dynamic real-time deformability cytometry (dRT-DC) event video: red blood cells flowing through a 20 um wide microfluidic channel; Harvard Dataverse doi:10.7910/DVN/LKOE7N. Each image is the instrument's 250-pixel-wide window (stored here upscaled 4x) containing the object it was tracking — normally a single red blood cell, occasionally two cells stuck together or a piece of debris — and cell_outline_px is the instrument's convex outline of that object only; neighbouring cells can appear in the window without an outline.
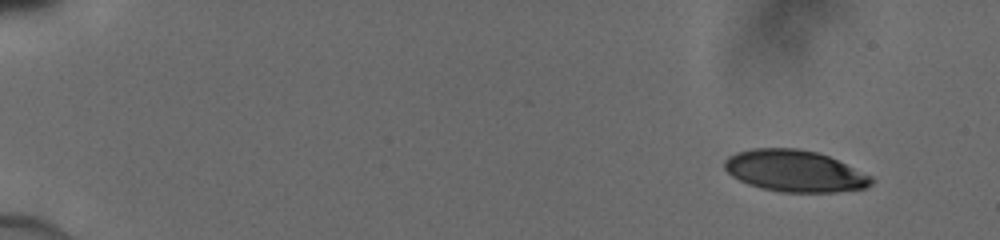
{"species": "human", "species_latin": "Homo sapiens", "temperature_condition": "cold", "stored_images_in_passage": 47, "camera_frame_rate_fps": 3000, "um_per_image_px": 0.085, "donor": {"sex": "male"}, "frame": {"image": 1, "passage_image": 1, "time_ms": 0.0, "image_size_px": [1000, 240], "cell_outline_px": [[876, 180], [872, 184], [864, 188], [836, 192], [780, 192], [748, 184], [732, 176], [724, 168], [724, 160], [728, 156], [736, 152], [752, 148], [796, 148], [816, 152], [828, 156], [872, 176]], "centroid_in_image_um": [67.54, 14.53], "position_along_channel_um": 17.5, "area_um2": 35.55}}
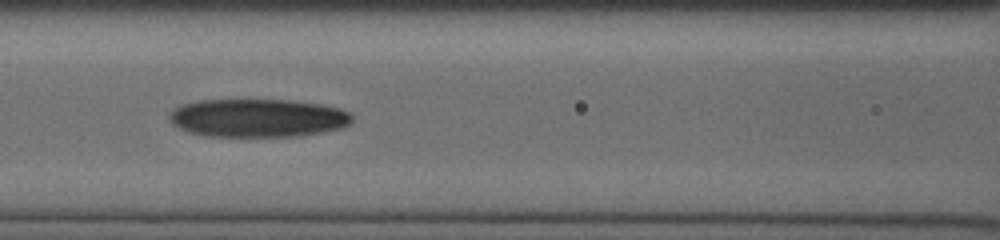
{"frame": {"image": 2, "passage_image": 21, "time_ms": 6.667, "image_size_px": [1000, 240], "cell_outline_px": [[352, 120], [344, 128], [300, 136], [204, 136], [180, 128], [172, 124], [168, 116], [168, 112], [184, 104], [200, 100], [292, 100], [320, 104], [340, 108], [348, 112], [352, 116]], "centroid_in_image_um": [21.93, 10.03], "position_along_channel_um": 144.7, "area_um2": 40.75}}
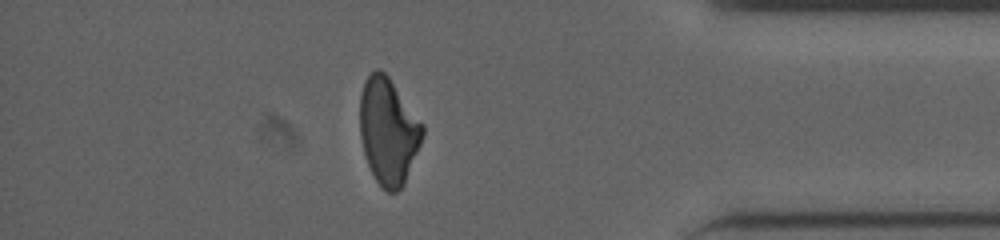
{"frame": {"image": 3, "passage_image": 41, "time_ms": 13.333, "image_size_px": [1000, 240], "cell_outline_px": [[424, 132], [420, 144], [404, 184], [396, 192], [388, 192], [376, 180], [368, 164], [364, 152], [360, 136], [360, 96], [364, 80], [376, 68], [380, 68], [388, 76], [424, 124]], "centroid_in_image_um": [33.0, 11.12], "position_along_channel_um": 402.2, "area_um2": 38.61}}